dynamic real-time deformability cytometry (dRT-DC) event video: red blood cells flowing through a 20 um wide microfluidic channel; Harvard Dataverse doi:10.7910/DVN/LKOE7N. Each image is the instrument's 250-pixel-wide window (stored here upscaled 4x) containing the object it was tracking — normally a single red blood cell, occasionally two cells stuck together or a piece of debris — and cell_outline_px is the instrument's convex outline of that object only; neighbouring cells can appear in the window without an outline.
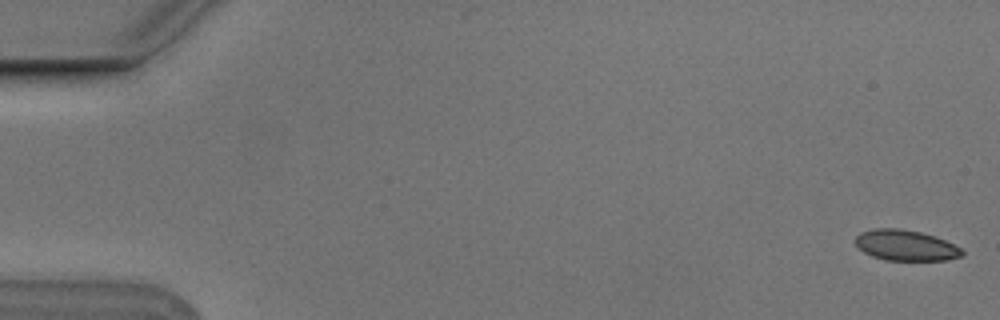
{"species": "Egyptian fruit bat (a non-hibernating species)", "species_latin": "Rousettus aegyptiacus", "temperature_condition": "cold", "stored_images_in_passage": 55, "camera_frame_rate_fps": 3000, "um_per_image_px": 0.085, "animal": {"sex": "male"}, "frame": {"image": 1, "passage_image": 1, "time_ms": 0.0, "image_size_px": [1000, 320], "cell_outline_px": [[964, 252], [960, 256], [944, 260], [884, 260], [872, 256], [864, 252], [856, 244], [856, 236], [860, 232], [872, 228], [900, 228], [920, 232], [944, 240], [960, 248]], "centroid_in_image_um": [76.93, 20.85], "position_along_channel_um": 8.1, "area_um2": 18.84}}
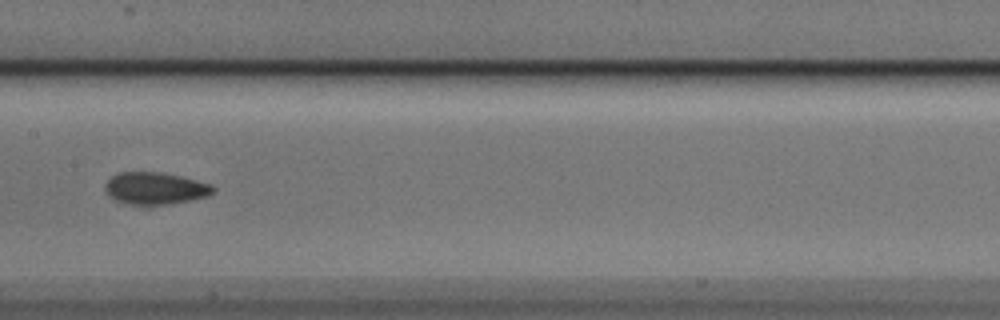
{"frame": {"image": 2, "passage_image": 28, "time_ms": 9.0, "image_size_px": [1000, 320], "cell_outline_px": [[216, 188], [208, 196], [168, 204], [128, 204], [116, 200], [104, 188], [104, 184], [112, 176], [120, 172], [164, 172], [212, 184]], "centroid_in_image_um": [13.21, 15.99], "position_along_channel_um": 194.2, "area_um2": 19.94}}
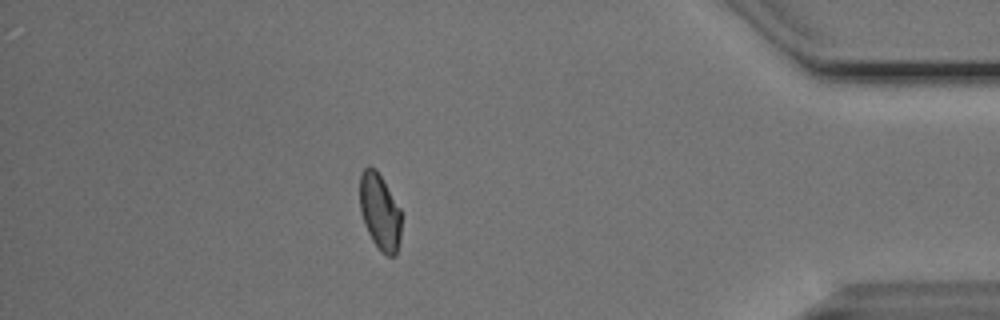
{"frame": {"image": 3, "passage_image": 48, "time_ms": 15.667, "image_size_px": [1000, 320], "cell_outline_px": [[400, 240], [396, 256], [388, 256], [380, 252], [372, 240], [364, 224], [360, 212], [360, 172], [368, 164], [376, 168], [400, 208]], "centroid_in_image_um": [32.27, 17.99], "position_along_channel_um": 402.9, "area_um2": 18.67}, "authors_computed_cell_mechanics": {"area_um2": 19.5942, "velocity_mm_per_s": 3.7603, "shape_relaxation_time_tau1_ms": 4.3436, "shape_relaxation_time_tau2_ms": 1.8026, "deformation_change_tau1": 0.0822, "deformation_change_tau2": 0.0534}}